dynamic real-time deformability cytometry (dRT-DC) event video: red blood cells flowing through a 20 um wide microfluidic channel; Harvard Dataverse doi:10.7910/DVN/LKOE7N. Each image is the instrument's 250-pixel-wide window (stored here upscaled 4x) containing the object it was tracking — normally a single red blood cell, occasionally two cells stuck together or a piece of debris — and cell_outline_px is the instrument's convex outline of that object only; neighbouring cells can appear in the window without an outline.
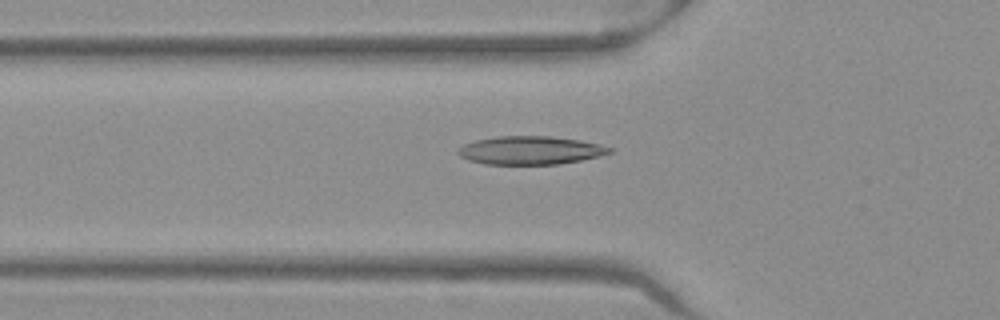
{"species": "Egyptian fruit bat (a non-hibernating species)", "species_latin": "Rousettus aegyptiacus", "temperature_condition": "warm", "stored_images_in_passage": 48, "camera_frame_rate_fps": 3000, "um_per_image_px": 0.085, "frame": {"image": 1, "passage_image": 18, "time_ms": 5.667, "image_size_px": [1000, 320], "cell_outline_px": [[612, 152], [600, 156], [560, 164], [484, 164], [468, 160], [460, 156], [456, 152], [456, 148], [464, 144], [476, 140], [496, 136], [548, 136], [580, 140], [600, 144], [612, 148]], "centroid_in_image_um": [45.05, 12.78], "position_along_channel_um": 80.8, "area_um2": 25.09}}
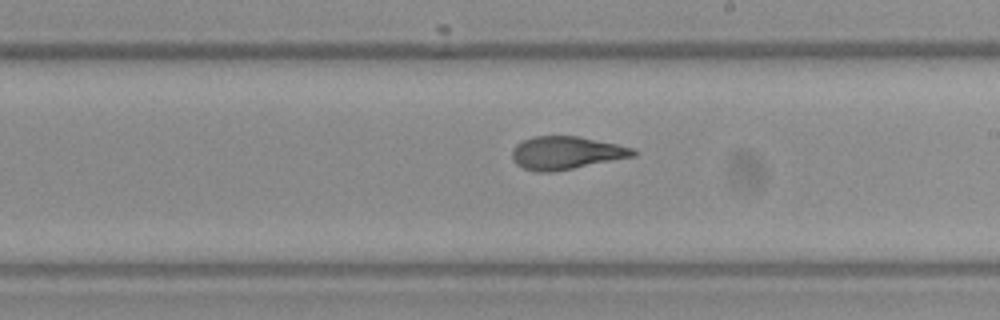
{"frame": {"image": 2, "passage_image": 30, "time_ms": 9.667, "image_size_px": [1000, 320], "cell_outline_px": [[636, 156], [552, 172], [536, 172], [524, 168], [516, 164], [512, 160], [512, 148], [516, 144], [532, 136], [576, 136], [636, 148]], "centroid_in_image_um": [48.1, 12.99], "position_along_channel_um": 240.9, "area_um2": 23.24}}
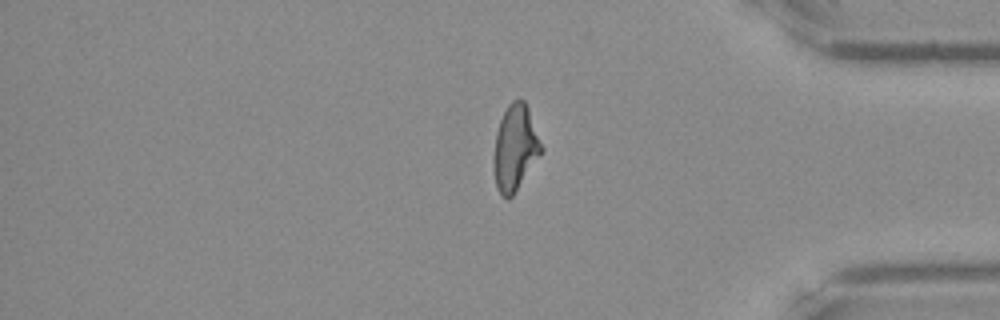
{"frame": {"image": 3, "passage_image": 43, "time_ms": 14.0, "image_size_px": [1000, 320], "cell_outline_px": [[544, 148], [512, 196], [508, 200], [496, 188], [492, 164], [496, 132], [500, 120], [508, 104], [512, 100], [524, 100], [528, 108]], "centroid_in_image_um": [43.76, 12.56], "position_along_channel_um": 391.4, "area_um2": 23.58}}